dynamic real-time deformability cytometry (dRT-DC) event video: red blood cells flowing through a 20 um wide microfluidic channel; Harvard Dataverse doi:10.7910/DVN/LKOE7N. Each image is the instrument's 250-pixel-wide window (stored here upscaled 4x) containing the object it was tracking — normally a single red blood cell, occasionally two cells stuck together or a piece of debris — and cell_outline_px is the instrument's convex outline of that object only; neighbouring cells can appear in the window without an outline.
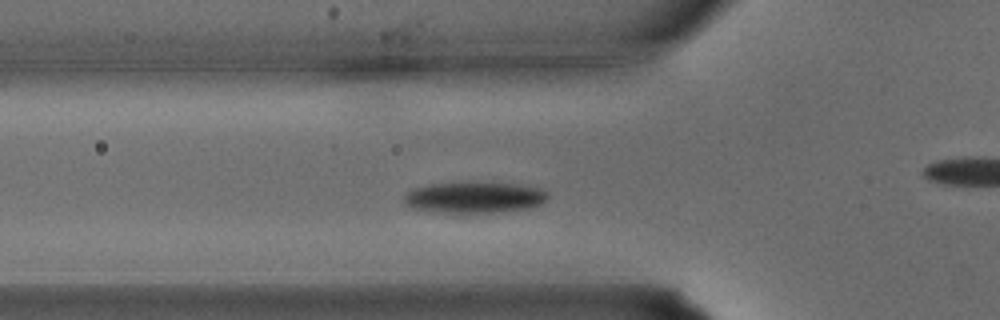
{"species": "common noctule bat (a hibernating species)", "species_latin": "Nyctalus noctula", "temperature_condition": "warm", "stored_images_in_passage": 27, "camera_frame_rate_fps": 3000, "um_per_image_px": 0.085, "animal": {"sex": "male", "body_mass_g": 15.6}, "frame": {"image": 1, "passage_image": 7, "time_ms": 2.0, "image_size_px": [1000, 320], "cell_outline_px": [[548, 200], [540, 204], [528, 208], [500, 212], [464, 216], [456, 216], [412, 208], [404, 204], [404, 192], [412, 188], [428, 184], [460, 180], [492, 180], [540, 188], [548, 192]], "centroid_in_image_um": [40.26, 16.77], "position_along_channel_um": 85.5, "area_um2": 28.5}}
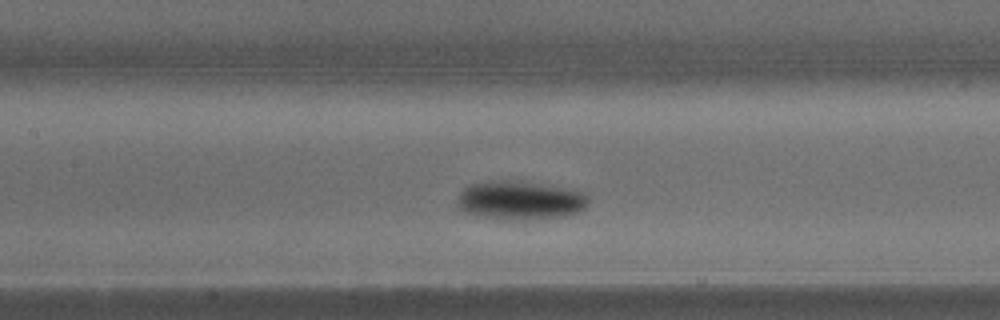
{"frame": {"image": 2, "passage_image": 11, "time_ms": 3.333, "image_size_px": [1000, 320], "cell_outline_px": [[588, 204], [580, 212], [568, 216], [524, 220], [508, 220], [476, 216], [464, 212], [456, 204], [456, 200], [460, 192], [468, 184], [488, 180], [528, 180], [576, 188], [584, 192], [588, 196]], "centroid_in_image_um": [44.25, 17.0], "position_along_channel_um": 163.2, "area_um2": 31.04}}
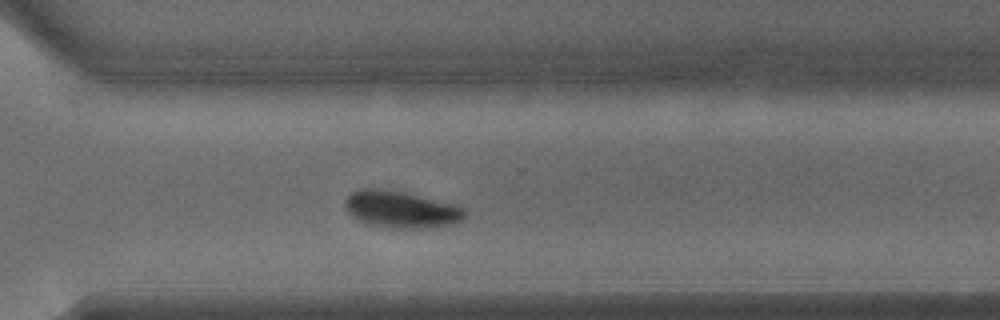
{"frame": {"image": 3, "passage_image": 20, "time_ms": 6.333, "image_size_px": [1000, 320], "cell_outline_px": [[464, 216], [460, 220], [452, 224], [424, 228], [388, 228], [368, 224], [352, 216], [348, 212], [344, 204], [344, 200], [352, 192], [360, 188], [376, 188], [404, 192], [460, 204], [464, 208]], "centroid_in_image_um": [34.09, 17.79], "position_along_channel_um": 336.5, "area_um2": 25.89}}